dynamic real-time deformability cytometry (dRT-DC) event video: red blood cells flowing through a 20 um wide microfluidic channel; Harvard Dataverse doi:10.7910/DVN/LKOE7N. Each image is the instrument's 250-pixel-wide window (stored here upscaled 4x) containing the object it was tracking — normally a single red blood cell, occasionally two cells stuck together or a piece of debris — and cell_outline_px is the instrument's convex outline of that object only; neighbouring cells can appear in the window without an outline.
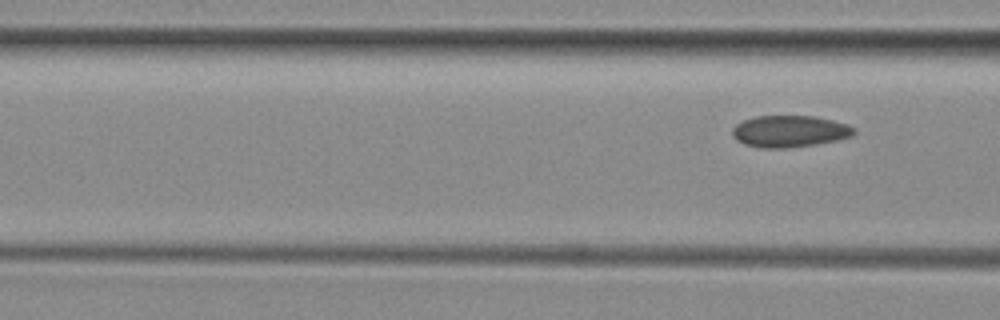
{"species": "common noctule bat (a hibernating species)", "species_latin": "Nyctalus noctula", "temperature_condition": "room temperature", "stored_images_in_passage": 9, "segment_of_instrument_passage": [2, 2], "camera_frame_rate_fps": 3000, "um_per_image_px": 0.085, "animal": {"sex": "female", "body_mass_g": 29.2, "forearm_length_mm": 56.3}, "frame": {"image": 1, "passage_image": 9, "time_ms": 10.667, "image_size_px": [1000, 320], "cell_outline_px": [[856, 132], [852, 136], [836, 140], [816, 144], [788, 148], [760, 148], [744, 144], [736, 140], [732, 136], [732, 128], [736, 124], [744, 120], [756, 116], [816, 116], [848, 124], [856, 128]], "centroid_in_image_um": [67.12, 11.16], "position_along_channel_um": 99.5, "area_um2": 22.66}}